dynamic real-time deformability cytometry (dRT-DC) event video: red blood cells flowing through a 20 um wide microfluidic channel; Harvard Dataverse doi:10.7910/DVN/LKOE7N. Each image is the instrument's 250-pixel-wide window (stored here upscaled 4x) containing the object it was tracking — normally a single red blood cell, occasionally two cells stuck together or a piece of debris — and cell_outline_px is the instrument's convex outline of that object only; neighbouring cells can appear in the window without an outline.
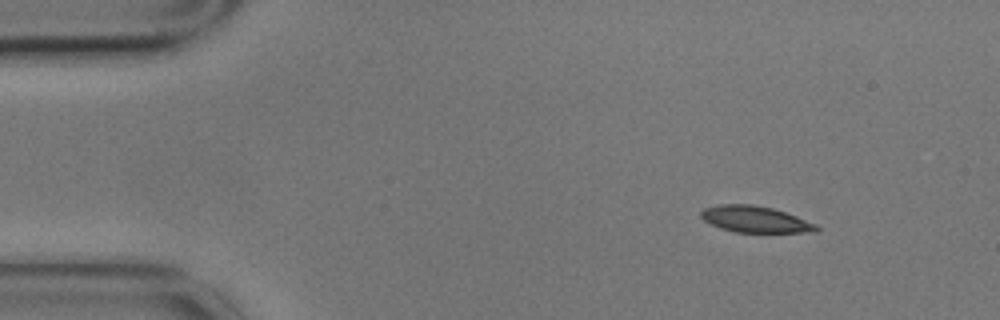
{"species": "common noctule bat (a hibernating species)", "species_latin": "Nyctalus noctula", "temperature_condition": "cold", "stored_images_in_passage": 3, "camera_frame_rate_fps": 3000, "um_per_image_px": 0.085, "animal": {"sex": "male", "body_mass_g": 17.9}, "frame": {"image": 1, "passage_image": 1, "time_ms": 0.0, "image_size_px": [1000, 320], "cell_outline_px": [[820, 228], [816, 232], [736, 232], [720, 228], [704, 220], [700, 216], [700, 212], [704, 208], [716, 204], [752, 204], [772, 208], [796, 216], [816, 224]], "centroid_in_image_um": [64.17, 18.63], "position_along_channel_um": 20.8, "area_um2": 17.69}}